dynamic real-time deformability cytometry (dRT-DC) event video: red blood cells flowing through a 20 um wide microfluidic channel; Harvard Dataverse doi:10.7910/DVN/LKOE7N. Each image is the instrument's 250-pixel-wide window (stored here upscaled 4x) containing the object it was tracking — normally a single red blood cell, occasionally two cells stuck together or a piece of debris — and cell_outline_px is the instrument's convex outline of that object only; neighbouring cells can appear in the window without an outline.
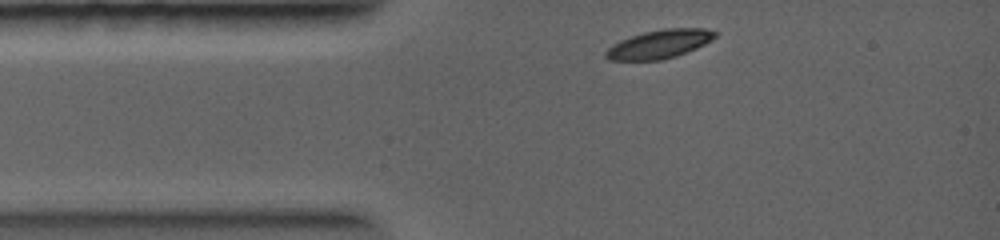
{"species": "common noctule bat (a hibernating species)", "species_latin": "Nyctalus noctula", "temperature_condition": "warm", "stored_images_in_passage": 2, "camera_frame_rate_fps": 5000, "um_per_image_px": 0.085, "animal": {"sex": "female", "body_mass_g": 19.0, "forearm_length_mm": 56.7}, "frame": {"image": 1, "passage_image": 1, "time_ms": 0.0, "image_size_px": [1000, 240], "cell_outline_px": [[716, 36], [712, 40], [696, 48], [676, 56], [660, 60], [608, 60], [604, 56], [604, 52], [612, 44], [620, 40], [644, 32], [664, 28], [704, 28], [716, 32]], "centroid_in_image_um": [56.02, 3.75], "position_along_channel_um": 29.0, "area_um2": 18.15}}